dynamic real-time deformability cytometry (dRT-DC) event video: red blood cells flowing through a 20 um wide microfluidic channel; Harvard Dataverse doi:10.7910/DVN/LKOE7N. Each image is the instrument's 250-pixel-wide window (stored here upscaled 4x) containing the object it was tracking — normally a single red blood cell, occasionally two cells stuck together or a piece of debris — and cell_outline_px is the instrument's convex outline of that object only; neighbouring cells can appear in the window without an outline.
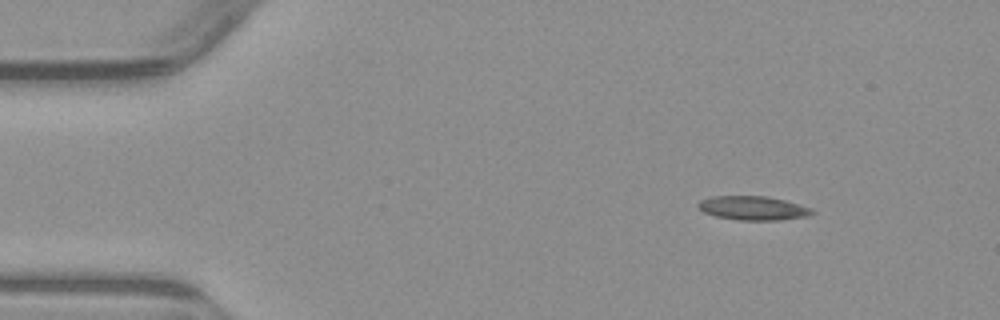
{"species": "common noctule bat (a hibernating species)", "species_latin": "Nyctalus noctula", "temperature_condition": "warm", "stored_images_in_passage": 4, "camera_frame_rate_fps": 3000, "um_per_image_px": 0.085, "animal": {"sex": "male", "body_mass_g": 23.1, "forearm_length_mm": 52.7}, "frame": {"image": 1, "passage_image": 1, "time_ms": 0.0, "image_size_px": [1000, 320], "cell_outline_px": [[816, 212], [808, 216], [780, 220], [740, 220], [716, 216], [704, 212], [696, 204], [700, 200], [712, 196], [768, 196], [800, 204], [812, 208]], "centroid_in_image_um": [64.04, 17.68], "position_along_channel_um": 21.0, "area_um2": 15.95}}
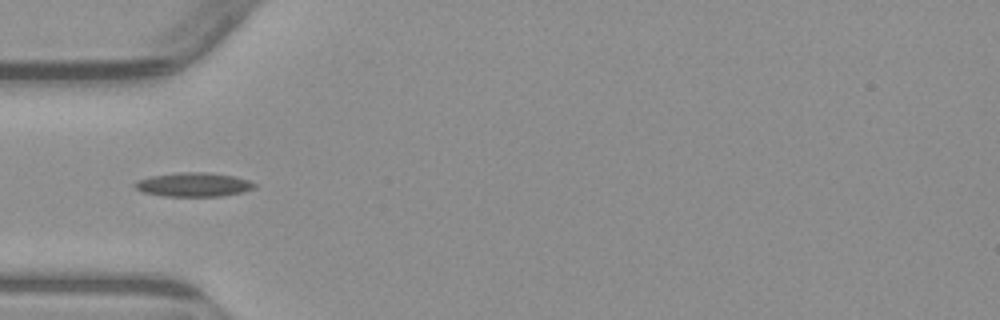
{"frame": {"image": 2, "passage_image": 4, "time_ms": 3.333, "image_size_px": [1000, 320], "cell_outline_px": [[256, 188], [244, 192], [224, 196], [164, 196], [140, 192], [132, 184], [136, 180], [152, 176], [180, 172], [204, 172], [236, 176], [248, 180], [256, 184]], "centroid_in_image_um": [16.46, 15.7], "position_along_channel_um": 68.5, "area_um2": 16.94}}